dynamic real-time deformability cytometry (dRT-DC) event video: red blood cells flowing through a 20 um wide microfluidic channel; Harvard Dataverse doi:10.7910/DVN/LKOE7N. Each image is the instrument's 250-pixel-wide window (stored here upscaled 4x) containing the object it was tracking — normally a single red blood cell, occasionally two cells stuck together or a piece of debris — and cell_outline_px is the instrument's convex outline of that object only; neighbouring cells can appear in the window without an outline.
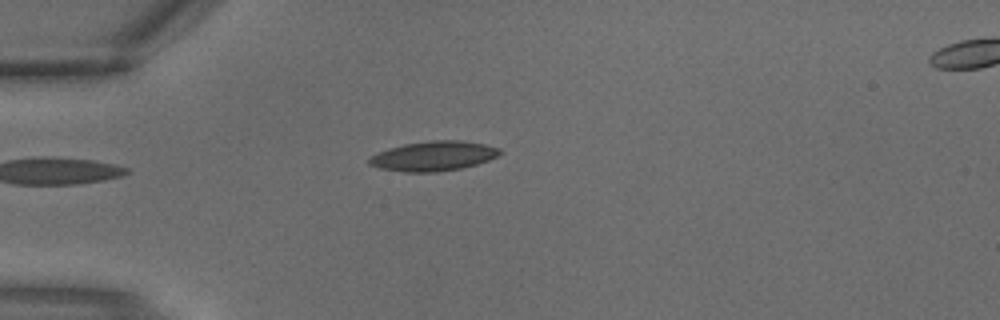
{"species": "common noctule bat (a hibernating species)", "species_latin": "Nyctalus noctula", "temperature_condition": "warm", "stored_images_in_passage": 4, "segment_of_instrument_passage": [1, 2], "camera_frame_rate_fps": 3000, "um_per_image_px": 0.085, "animal": {"sex": "male", "body_mass_g": 18.8}, "frame": {"image": 1, "passage_image": 3, "time_ms": 0.667, "image_size_px": [1000, 320], "cell_outline_px": [[504, 152], [488, 160], [476, 164], [460, 168], [436, 172], [404, 172], [380, 168], [368, 164], [368, 160], [372, 156], [388, 148], [404, 144], [432, 140], [460, 140], [484, 144], [500, 148]], "centroid_in_image_um": [36.86, 13.26], "position_along_channel_um": 48.1, "area_um2": 22.48}}